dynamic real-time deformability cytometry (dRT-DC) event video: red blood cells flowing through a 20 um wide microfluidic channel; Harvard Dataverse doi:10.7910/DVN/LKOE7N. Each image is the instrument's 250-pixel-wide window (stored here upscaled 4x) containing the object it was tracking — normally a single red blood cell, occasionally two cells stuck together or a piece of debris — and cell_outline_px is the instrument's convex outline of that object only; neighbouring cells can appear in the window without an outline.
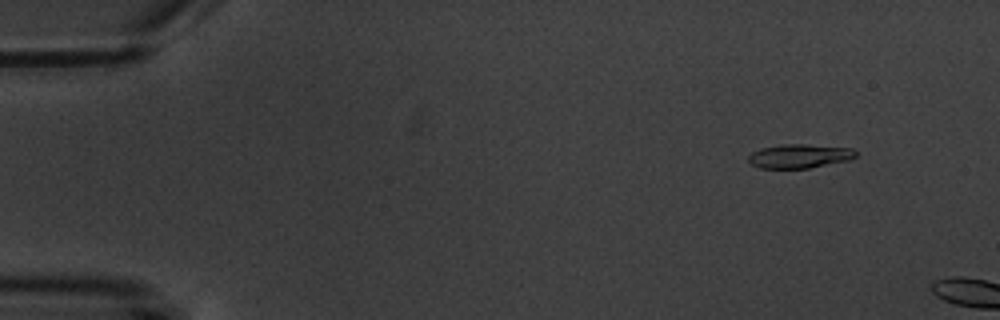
{"species": "common noctule bat (a hibernating species)", "species_latin": "Nyctalus noctula", "temperature_condition": "warm", "stored_images_in_passage": 3, "camera_frame_rate_fps": 3000, "um_per_image_px": 0.085, "animal": {"sex": "male", "body_mass_g": 20.1, "forearm_length_mm": 53.5}, "frame": {"image": 1, "passage_image": 2, "time_ms": 1.0, "image_size_px": [1000, 320], "cell_outline_px": [[856, 156], [848, 160], [808, 168], [760, 168], [752, 164], [748, 160], [748, 156], [752, 152], [760, 148], [780, 144], [804, 144], [852, 148], [856, 152]], "centroid_in_image_um": [67.92, 13.26], "position_along_channel_um": 17.1, "area_um2": 14.91}}